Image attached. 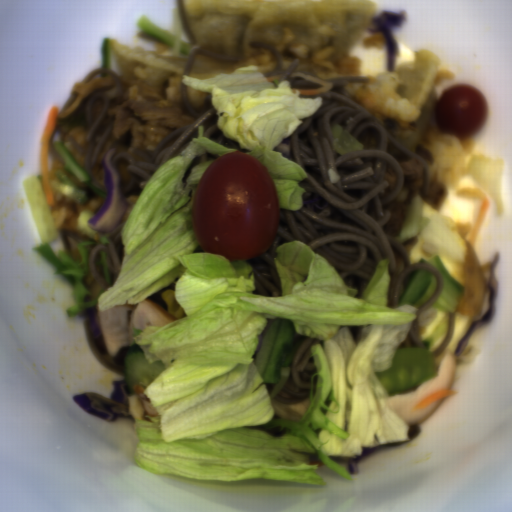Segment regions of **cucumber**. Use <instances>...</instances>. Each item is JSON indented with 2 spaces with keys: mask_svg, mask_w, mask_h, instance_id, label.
<instances>
[{
  "mask_svg": "<svg viewBox=\"0 0 512 512\" xmlns=\"http://www.w3.org/2000/svg\"><path fill=\"white\" fill-rule=\"evenodd\" d=\"M419 263H429L439 272L443 280V290L439 298L435 301V306L444 314L441 320L422 341L423 347L432 348L445 336L449 328V313H455L464 293V286L444 267L438 253L421 258Z\"/></svg>",
  "mask_w": 512,
  "mask_h": 512,
  "instance_id": "cucumber-2",
  "label": "cucumber"
},
{
  "mask_svg": "<svg viewBox=\"0 0 512 512\" xmlns=\"http://www.w3.org/2000/svg\"><path fill=\"white\" fill-rule=\"evenodd\" d=\"M53 146L60 154L65 168L72 173L75 179L94 190L103 200H107L106 192L92 181L85 168L80 165L65 145L54 141Z\"/></svg>",
  "mask_w": 512,
  "mask_h": 512,
  "instance_id": "cucumber-5",
  "label": "cucumber"
},
{
  "mask_svg": "<svg viewBox=\"0 0 512 512\" xmlns=\"http://www.w3.org/2000/svg\"><path fill=\"white\" fill-rule=\"evenodd\" d=\"M111 39L103 38L101 44L100 68L110 69Z\"/></svg>",
  "mask_w": 512,
  "mask_h": 512,
  "instance_id": "cucumber-8",
  "label": "cucumber"
},
{
  "mask_svg": "<svg viewBox=\"0 0 512 512\" xmlns=\"http://www.w3.org/2000/svg\"><path fill=\"white\" fill-rule=\"evenodd\" d=\"M136 26H138L142 32L170 47H174L176 45L177 37L171 35L167 31L163 30L159 26H157L153 21H151L146 15H141L137 21Z\"/></svg>",
  "mask_w": 512,
  "mask_h": 512,
  "instance_id": "cucumber-7",
  "label": "cucumber"
},
{
  "mask_svg": "<svg viewBox=\"0 0 512 512\" xmlns=\"http://www.w3.org/2000/svg\"><path fill=\"white\" fill-rule=\"evenodd\" d=\"M164 371L161 360L150 363L138 344L129 346L123 368V391L135 394L133 387L140 385L141 377L146 376L153 382Z\"/></svg>",
  "mask_w": 512,
  "mask_h": 512,
  "instance_id": "cucumber-3",
  "label": "cucumber"
},
{
  "mask_svg": "<svg viewBox=\"0 0 512 512\" xmlns=\"http://www.w3.org/2000/svg\"><path fill=\"white\" fill-rule=\"evenodd\" d=\"M50 191L55 197L67 199L73 204H85L86 191L79 188L70 178L60 172H55L49 184Z\"/></svg>",
  "mask_w": 512,
  "mask_h": 512,
  "instance_id": "cucumber-6",
  "label": "cucumber"
},
{
  "mask_svg": "<svg viewBox=\"0 0 512 512\" xmlns=\"http://www.w3.org/2000/svg\"><path fill=\"white\" fill-rule=\"evenodd\" d=\"M295 348L296 329L291 318L267 323L255 365L264 384H272V398L282 392L287 382Z\"/></svg>",
  "mask_w": 512,
  "mask_h": 512,
  "instance_id": "cucumber-1",
  "label": "cucumber"
},
{
  "mask_svg": "<svg viewBox=\"0 0 512 512\" xmlns=\"http://www.w3.org/2000/svg\"><path fill=\"white\" fill-rule=\"evenodd\" d=\"M436 287L437 279L433 273L427 270H414L398 306L411 304L419 310L430 300L436 291Z\"/></svg>",
  "mask_w": 512,
  "mask_h": 512,
  "instance_id": "cucumber-4",
  "label": "cucumber"
}]
</instances>
